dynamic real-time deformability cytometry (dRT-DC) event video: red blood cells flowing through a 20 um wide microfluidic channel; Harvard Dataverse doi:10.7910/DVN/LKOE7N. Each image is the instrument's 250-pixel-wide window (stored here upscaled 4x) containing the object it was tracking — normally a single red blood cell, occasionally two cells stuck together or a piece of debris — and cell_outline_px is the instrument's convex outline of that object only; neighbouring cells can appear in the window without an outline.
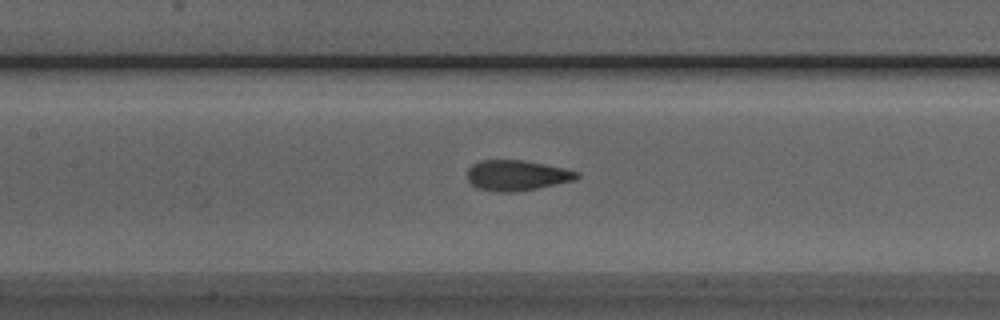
{"species": "Egyptian fruit bat (a non-hibernating species)", "species_latin": "Rousettus aegyptiacus", "temperature_condition": "room temperature", "stored_images_in_passage": 37, "camera_frame_rate_fps": 3000, "um_per_image_px": 0.085, "animal": {"sex": "male"}, "frame": {"image": 1, "passage_image": 15, "time_ms": 4.667, "image_size_px": [1000, 320], "cell_outline_px": [[580, 176], [576, 180], [516, 192], [500, 192], [476, 188], [468, 180], [468, 168], [472, 164], [480, 160], [524, 160], [564, 168], [580, 172]], "centroid_in_image_um": [43.93, 14.9], "position_along_channel_um": 163.5, "area_um2": 19.48}}
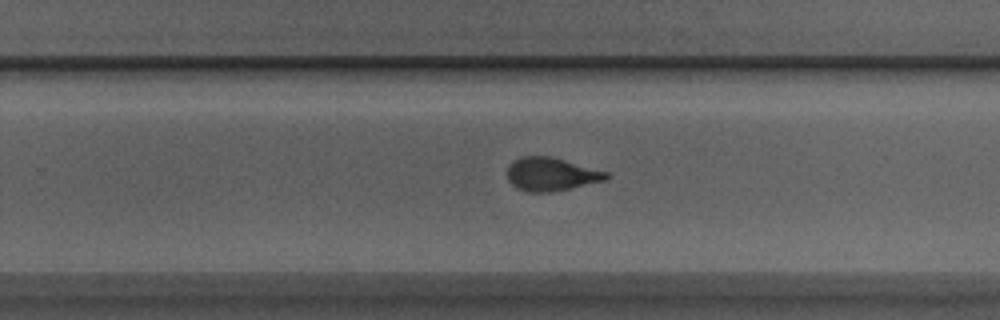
{"frame": {"image": 2, "passage_image": 24, "time_ms": 7.667, "image_size_px": [1000, 320], "cell_outline_px": [[608, 176], [604, 180], [572, 188], [552, 192], [528, 192], [516, 188], [508, 180], [508, 164], [512, 160], [520, 156], [552, 156], [608, 172]], "centroid_in_image_um": [46.81, 14.8], "position_along_channel_um": 283.0, "area_um2": 19.31}}
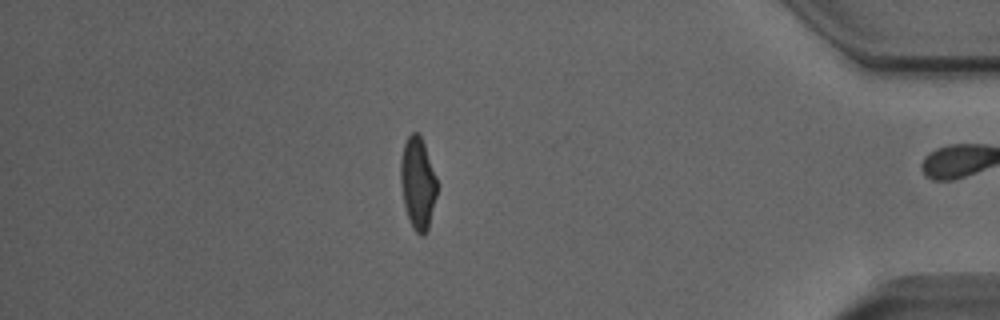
{"frame": {"image": 3, "passage_image": 36, "time_ms": 11.667, "image_size_px": [1000, 320], "cell_outline_px": [[436, 196], [428, 228], [424, 236], [420, 236], [412, 228], [404, 204], [400, 184], [400, 160], [404, 144], [408, 136], [412, 132], [416, 132], [420, 136], [424, 144], [436, 176]], "centroid_in_image_um": [35.49, 15.58], "position_along_channel_um": 399.7, "area_um2": 19.36}, "authors_computed_cell_mechanics": {"area_um2": 19.8832, "velocity_mm_per_s": 4.0025, "shape_relaxation_time_tau1_ms": 2.7688, "shape_relaxation_time_tau2_ms": 1.067, "deformation_change_tau1": 0.1414, "deformation_change_tau2": 0.0628}}